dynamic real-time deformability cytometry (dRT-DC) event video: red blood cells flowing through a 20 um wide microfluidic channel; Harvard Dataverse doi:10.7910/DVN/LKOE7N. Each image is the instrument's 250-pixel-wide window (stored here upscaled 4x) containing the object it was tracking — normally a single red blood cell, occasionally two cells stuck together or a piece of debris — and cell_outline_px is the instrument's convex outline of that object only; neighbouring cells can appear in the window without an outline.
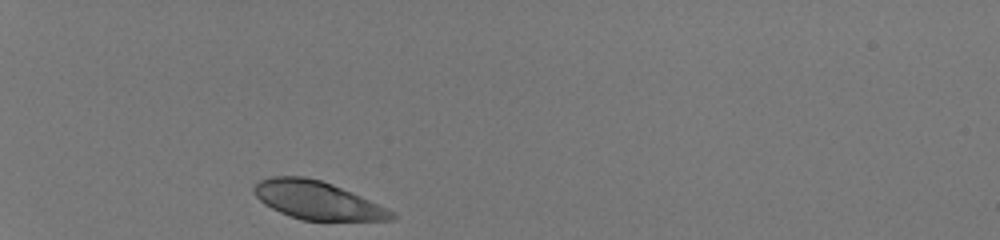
{"species": "human", "species_latin": "Homo sapiens", "temperature_condition": "room temperature", "stored_images_in_passage": 30, "camera_frame_rate_fps": 3000, "um_per_image_px": 0.085, "donor": {"sex": "male"}, "frame": {"image": 1, "passage_image": 1, "time_ms": 0.0, "image_size_px": [1000, 240], "cell_outline_px": [[396, 216], [392, 220], [304, 220], [288, 216], [264, 204], [252, 192], [252, 188], [260, 180], [272, 176], [304, 176], [320, 180], [332, 184], [352, 192], [392, 212]], "centroid_in_image_um": [26.89, 17.01], "position_along_channel_um": 58.1, "area_um2": 30.11}}
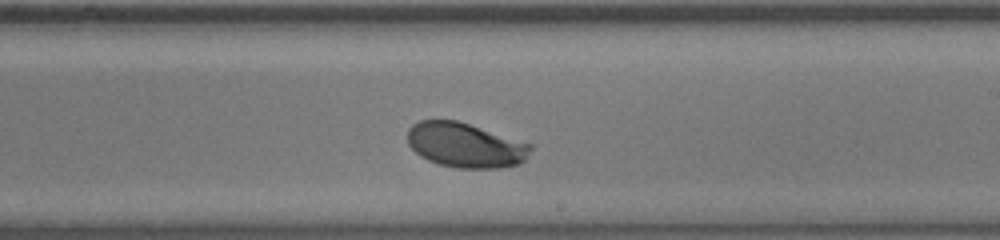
{"frame": {"image": 2, "passage_image": 18, "time_ms": 5.667, "image_size_px": [1000, 240], "cell_outline_px": [[532, 148], [524, 160], [520, 164], [500, 168], [460, 168], [440, 164], [428, 160], [420, 156], [408, 144], [408, 128], [412, 124], [420, 120], [456, 120], [532, 144]], "centroid_in_image_um": [39.54, 12.34], "position_along_channel_um": 249.5, "area_um2": 31.91}}
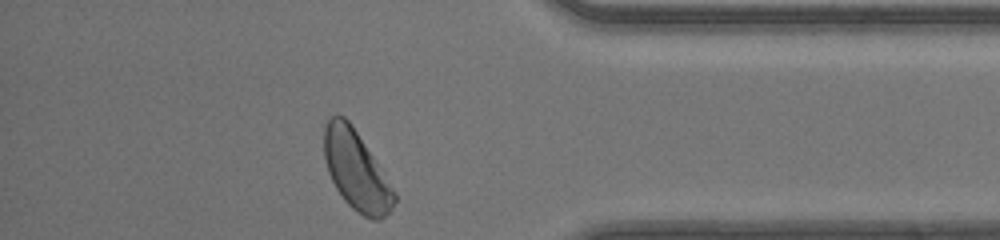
{"frame": {"image": 3, "passage_image": 30, "time_ms": 9.667, "image_size_px": [1000, 240], "cell_outline_px": [[396, 200], [392, 208], [380, 220], [372, 220], [356, 212], [344, 200], [336, 188], [328, 172], [324, 156], [324, 124], [332, 116], [344, 116], [348, 120], [396, 192]], "centroid_in_image_um": [30.27, 14.52], "position_along_channel_um": 404.9, "area_um2": 31.85}, "authors_computed_cell_mechanics": {"area_um2": 31.9923, "velocity_mm_per_s": 4.1442, "shape_relaxation_time_tau1_ms": 1.53, "shape_relaxation_time_tau2_ms": null, "deformation_change_tau1": 0.1335, "deformation_change_tau2": null}}